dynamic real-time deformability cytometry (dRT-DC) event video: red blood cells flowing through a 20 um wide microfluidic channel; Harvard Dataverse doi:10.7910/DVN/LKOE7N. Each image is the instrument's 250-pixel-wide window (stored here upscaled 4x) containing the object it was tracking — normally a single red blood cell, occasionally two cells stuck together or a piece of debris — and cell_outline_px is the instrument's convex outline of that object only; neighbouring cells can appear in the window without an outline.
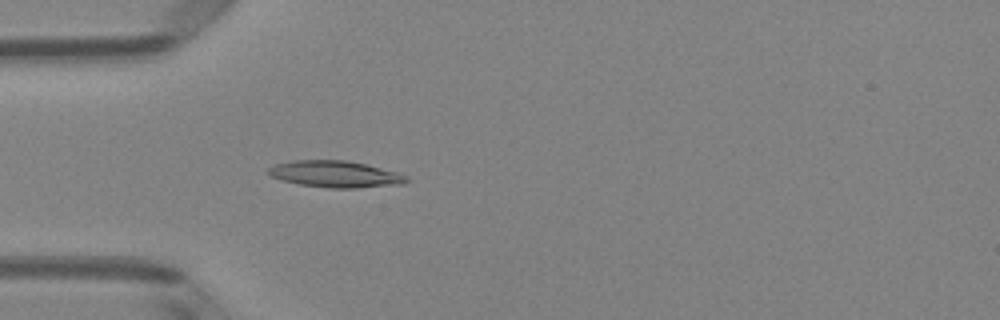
{"species": "Egyptian fruit bat (a non-hibernating species)", "species_latin": "Rousettus aegyptiacus", "temperature_condition": "room temperature", "stored_images_in_passage": 50, "camera_frame_rate_fps": 3000, "um_per_image_px": 0.085, "animal": {"sex": "female"}, "frame": {"image": 1, "passage_image": 15, "time_ms": 4.667, "image_size_px": [1000, 320], "cell_outline_px": [[408, 180], [404, 184], [356, 188], [328, 188], [300, 184], [280, 180], [264, 172], [272, 164], [292, 160], [344, 160], [364, 164], [396, 172], [408, 176]], "centroid_in_image_um": [28.44, 14.8], "position_along_channel_um": 56.6, "area_um2": 21.5}}
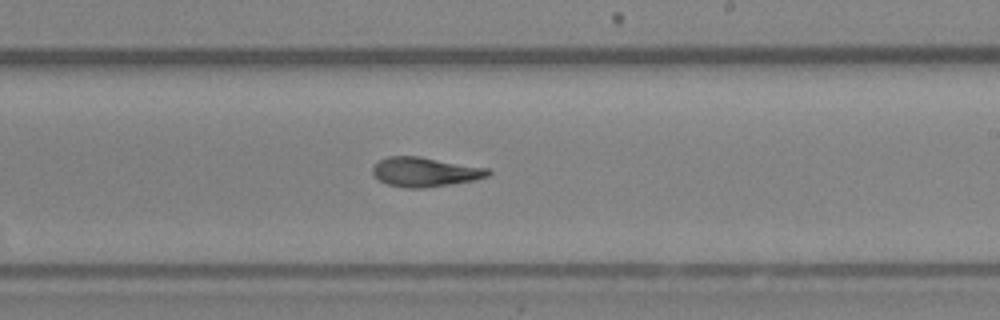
{"frame": {"image": 2, "passage_image": 30, "time_ms": 9.667, "image_size_px": [1000, 320], "cell_outline_px": [[492, 172], [488, 176], [472, 180], [448, 184], [420, 188], [404, 188], [388, 184], [380, 180], [372, 172], [372, 168], [380, 160], [388, 156], [420, 156], [488, 168]], "centroid_in_image_um": [36.12, 14.6], "position_along_channel_um": 252.9, "area_um2": 19.54}}
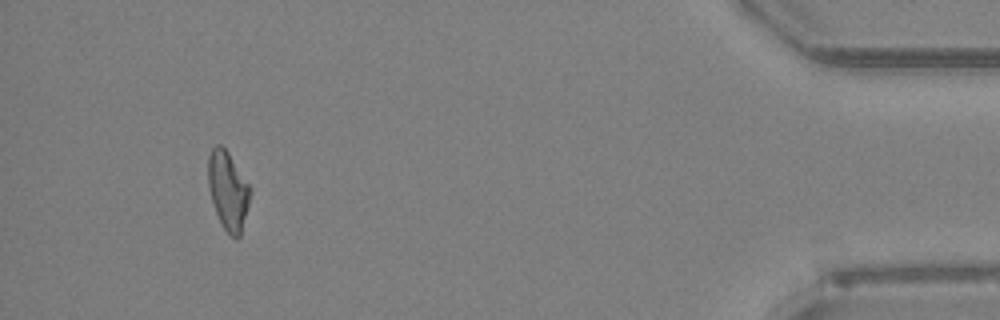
{"frame": {"image": 3, "passage_image": 47, "time_ms": 15.333, "image_size_px": [1000, 320], "cell_outline_px": [[252, 192], [240, 236], [236, 240], [224, 228], [216, 212], [212, 200], [208, 184], [208, 156], [212, 148], [216, 144], [220, 144], [228, 152], [252, 188]], "centroid_in_image_um": [19.4, 16.18], "position_along_channel_um": 415.8, "area_um2": 19.13}, "authors_computed_cell_mechanics": {"area_um2": 19.8254, "velocity_mm_per_s": 4.0417, "shape_relaxation_time_tau1_ms": 8.7409, "shape_relaxation_time_tau2_ms": 3.1939, "deformation_change_tau1": 0.2551, "deformation_change_tau2": 0.1143}}